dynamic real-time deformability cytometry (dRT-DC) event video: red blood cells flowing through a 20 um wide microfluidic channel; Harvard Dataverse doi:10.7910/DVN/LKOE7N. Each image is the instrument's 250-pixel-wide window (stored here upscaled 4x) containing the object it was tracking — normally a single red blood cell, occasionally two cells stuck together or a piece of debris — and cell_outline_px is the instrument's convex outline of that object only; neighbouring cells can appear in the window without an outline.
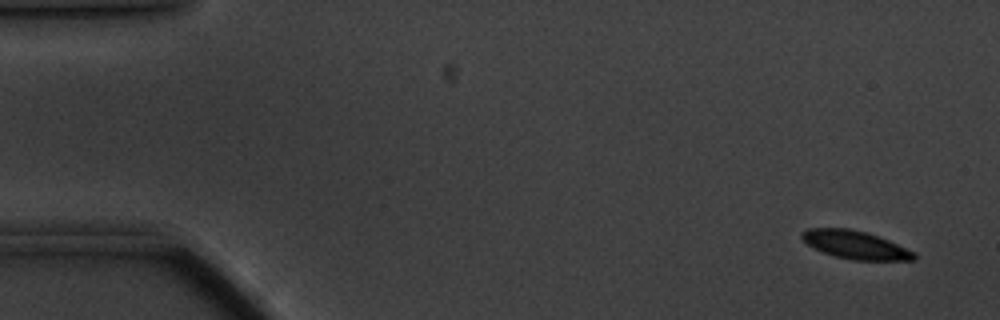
{"species": "common noctule bat (a hibernating species)", "species_latin": "Nyctalus noctula", "temperature_condition": "cold", "stored_images_in_passage": 14, "camera_frame_rate_fps": 3000, "um_per_image_px": 0.085, "animal": {"sex": "male", "body_mass_g": 20.1, "forearm_length_mm": 53.5}, "frame": {"image": 1, "passage_image": 1, "time_ms": 0.0, "image_size_px": [1000, 320], "cell_outline_px": [[916, 260], [852, 260], [820, 252], [808, 244], [800, 236], [800, 232], [808, 228], [848, 228], [868, 232], [880, 236], [916, 252]], "centroid_in_image_um": [72.71, 20.8], "position_along_channel_um": 12.3, "area_um2": 18.61}}